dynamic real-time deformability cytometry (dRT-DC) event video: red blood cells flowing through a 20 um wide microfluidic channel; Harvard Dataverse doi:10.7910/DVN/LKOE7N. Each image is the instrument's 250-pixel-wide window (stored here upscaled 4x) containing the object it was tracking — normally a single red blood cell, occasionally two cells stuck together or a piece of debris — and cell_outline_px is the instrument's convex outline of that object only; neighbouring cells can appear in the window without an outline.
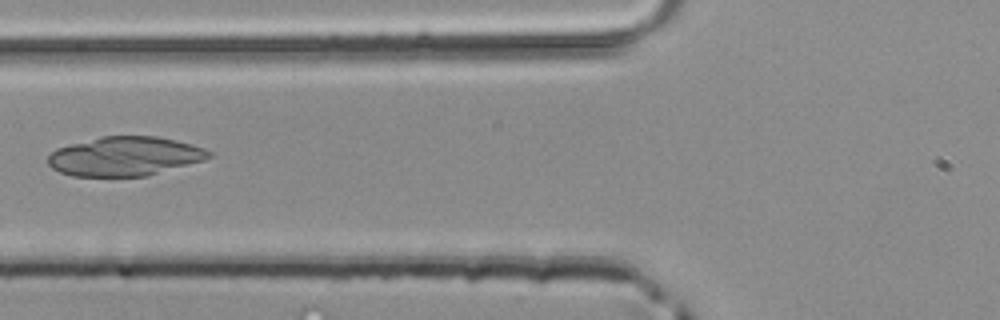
{"species": "common noctule bat (a hibernating species)", "species_latin": "Nyctalus noctula", "temperature_condition": "room temperature", "stored_images_in_passage": 39, "camera_frame_rate_fps": 3000, "um_per_image_px": 0.085, "animal": {"sex": "male", "body_mass_g": 20.4}, "frame": {"image": 1, "passage_image": 11, "time_ms": 3.333, "image_size_px": [1000, 320], "cell_outline_px": [[212, 156], [204, 160], [144, 176], [72, 176], [60, 172], [52, 168], [48, 164], [48, 156], [56, 148], [100, 136], [156, 136], [176, 140], [204, 148], [212, 152]], "centroid_in_image_um": [10.59, 13.28], "position_along_channel_um": 115.2, "area_um2": 36.53}}
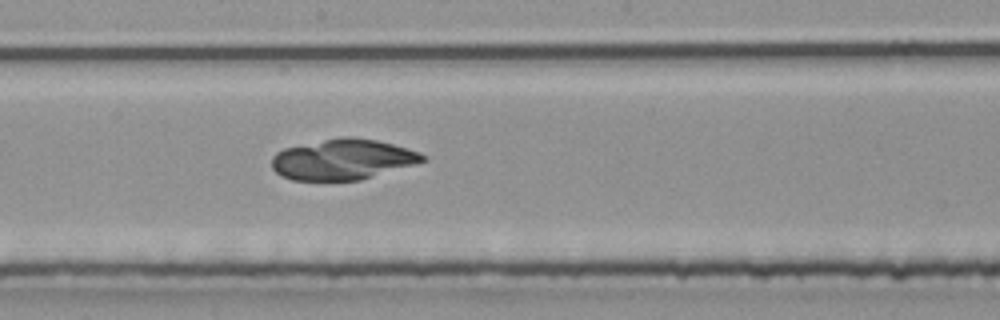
{"frame": {"image": 2, "passage_image": 18, "time_ms": 5.667, "image_size_px": [1000, 320], "cell_outline_px": [[428, 160], [416, 164], [360, 180], [292, 180], [280, 176], [272, 168], [272, 156], [276, 152], [284, 148], [340, 136], [348, 136], [376, 140], [392, 144], [420, 152], [428, 156]], "centroid_in_image_um": [29.14, 13.55], "position_along_channel_um": 219.1, "area_um2": 35.84}}
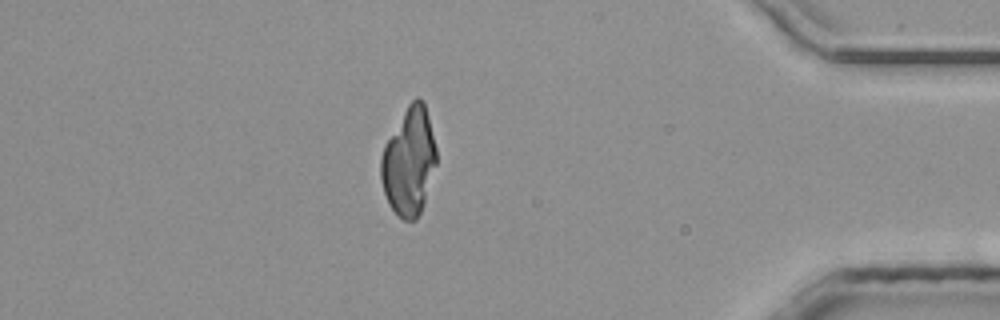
{"frame": {"image": 3, "passage_image": 33, "time_ms": 10.667, "image_size_px": [1000, 320], "cell_outline_px": [[436, 164], [424, 204], [416, 220], [404, 220], [388, 204], [384, 192], [380, 176], [380, 160], [384, 144], [408, 104], [416, 96], [424, 104], [428, 116], [436, 148]], "centroid_in_image_um": [34.75, 13.74], "position_along_channel_um": 400.4, "area_um2": 34.56}}